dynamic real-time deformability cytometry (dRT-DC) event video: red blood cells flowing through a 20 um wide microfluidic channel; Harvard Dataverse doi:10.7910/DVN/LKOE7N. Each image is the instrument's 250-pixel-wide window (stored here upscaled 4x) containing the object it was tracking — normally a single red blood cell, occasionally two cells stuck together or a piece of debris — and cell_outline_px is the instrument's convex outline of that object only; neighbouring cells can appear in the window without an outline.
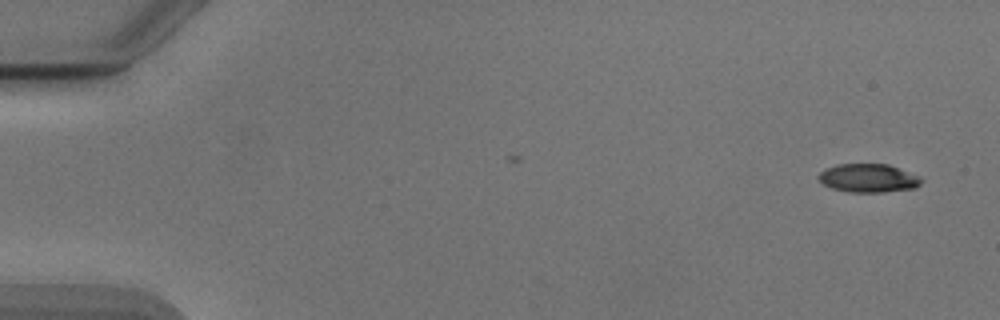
{"species": "Egyptian fruit bat (a non-hibernating species)", "species_latin": "Rousettus aegyptiacus", "temperature_condition": "cold", "stored_images_in_passage": 6, "camera_frame_rate_fps": 3000, "um_per_image_px": 0.085, "animal": {"sex": "male"}, "frame": {"image": 1, "passage_image": 1, "time_ms": 0.0, "image_size_px": [1000, 320], "cell_outline_px": [[924, 180], [916, 188], [884, 192], [848, 192], [832, 188], [824, 184], [816, 176], [820, 172], [836, 164], [888, 164], [916, 176]], "centroid_in_image_um": [73.79, 15.15], "position_along_channel_um": 11.2, "area_um2": 16.88}}